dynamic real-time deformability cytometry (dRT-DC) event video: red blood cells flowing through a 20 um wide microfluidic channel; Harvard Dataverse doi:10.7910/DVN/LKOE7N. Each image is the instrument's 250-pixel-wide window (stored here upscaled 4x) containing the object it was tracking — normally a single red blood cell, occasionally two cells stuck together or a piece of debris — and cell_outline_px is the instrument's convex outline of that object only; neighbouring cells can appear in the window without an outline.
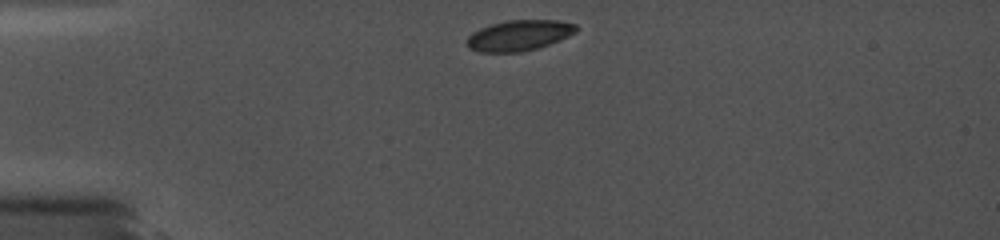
{"species": "common noctule bat (a hibernating species)", "species_latin": "Nyctalus noctula", "temperature_condition": "cold", "stored_images_in_passage": 34, "camera_frame_rate_fps": 5000, "um_per_image_px": 0.085, "animal": {"sex": "female", "body_mass_g": 19.0, "forearm_length_mm": 56.7}, "frame": {"image": 1, "passage_image": 1, "time_ms": 0.0, "image_size_px": [1000, 240], "cell_outline_px": [[580, 28], [576, 32], [560, 40], [536, 48], [520, 52], [480, 52], [468, 48], [468, 36], [472, 32], [480, 28], [492, 24], [508, 20], [560, 20], [576, 24]], "centroid_in_image_um": [44.15, 3.0], "position_along_channel_um": 40.9, "area_um2": 19.48}}
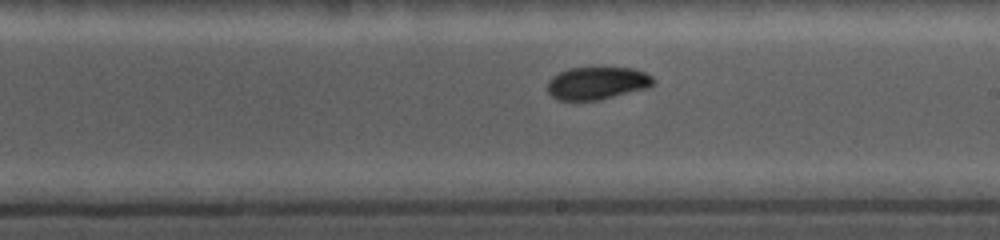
{"frame": {"image": 2, "passage_image": 21, "time_ms": 6.2, "image_size_px": [1000, 240], "cell_outline_px": [[656, 80], [648, 88], [600, 100], [556, 100], [548, 92], [548, 80], [552, 76], [568, 68], [632, 68], [644, 72], [652, 76]], "centroid_in_image_um": [50.75, 7.07], "position_along_channel_um": 238.2, "area_um2": 20.17}}
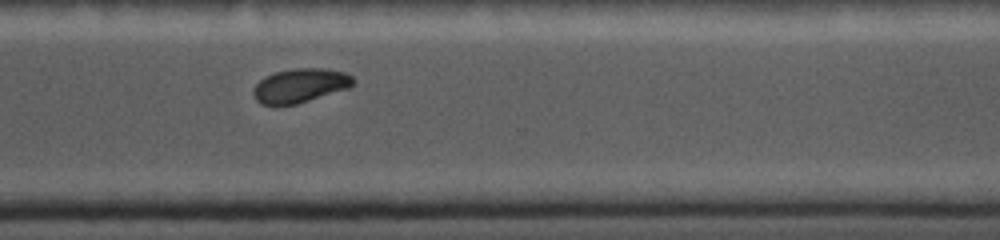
{"frame": {"image": 3, "passage_image": 32, "time_ms": 9.0, "image_size_px": [1000, 240], "cell_outline_px": [[356, 80], [348, 88], [296, 104], [276, 108], [260, 104], [256, 100], [252, 92], [256, 84], [264, 76], [276, 72], [292, 68], [324, 68], [344, 72], [352, 76]], "centroid_in_image_um": [25.45, 7.3], "position_along_channel_um": 345.1, "area_um2": 20.17}}